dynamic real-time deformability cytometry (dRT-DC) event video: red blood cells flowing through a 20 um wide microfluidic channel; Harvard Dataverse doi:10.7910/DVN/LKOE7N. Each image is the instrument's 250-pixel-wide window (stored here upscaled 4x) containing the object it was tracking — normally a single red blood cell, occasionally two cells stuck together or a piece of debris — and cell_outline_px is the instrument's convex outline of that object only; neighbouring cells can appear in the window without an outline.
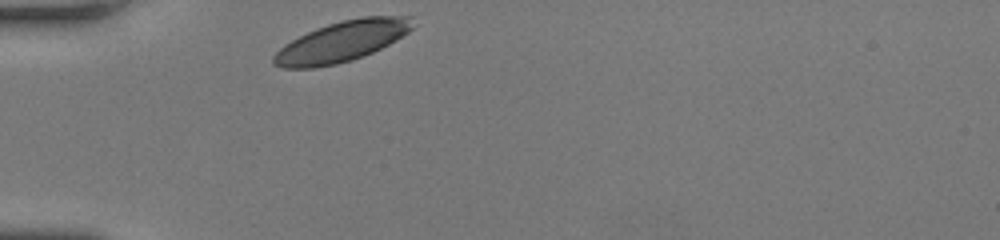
{"species": "human", "species_latin": "Homo sapiens", "temperature_condition": "room temperature", "stored_images_in_passage": 27, "camera_frame_rate_fps": 3000, "um_per_image_px": 0.085, "donor": {"sex": "female"}, "frame": {"image": 1, "passage_image": 1, "time_ms": 0.0, "image_size_px": [1000, 240], "cell_outline_px": [[412, 28], [408, 32], [396, 40], [372, 52], [352, 60], [336, 64], [312, 68], [280, 68], [272, 64], [272, 56], [284, 44], [316, 28], [340, 20], [364, 16], [412, 16]], "centroid_in_image_um": [29.02, 3.53], "position_along_channel_um": 56.0, "area_um2": 32.71}}
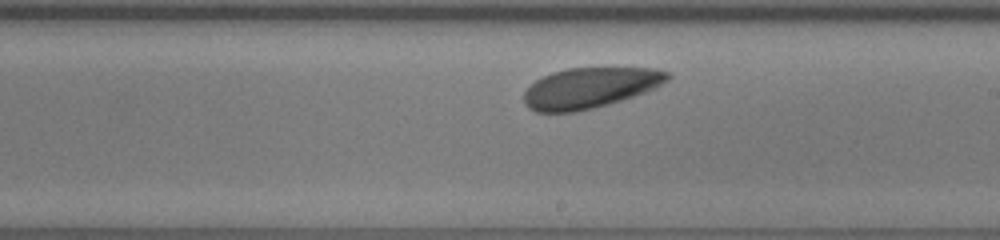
{"frame": {"image": 2, "passage_image": 16, "time_ms": 5.0, "image_size_px": [1000, 240], "cell_outline_px": [[672, 76], [668, 80], [656, 88], [608, 104], [576, 112], [536, 112], [528, 108], [524, 100], [524, 92], [536, 80], [552, 72], [568, 68], [656, 68], [668, 72]], "centroid_in_image_um": [50.15, 7.46], "position_along_channel_um": 238.8, "area_um2": 33.76}}
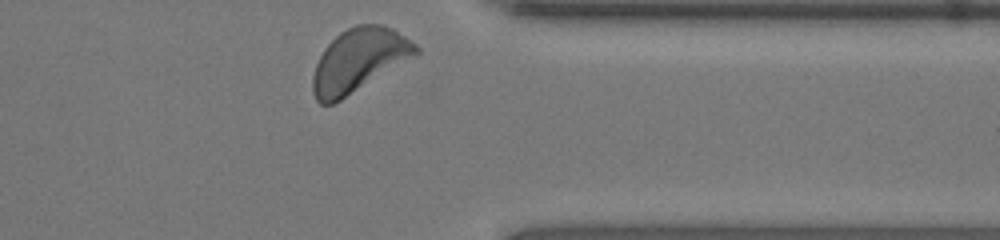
{"frame": {"image": 3, "passage_image": 27, "time_ms": 8.667, "image_size_px": [1000, 240], "cell_outline_px": [[420, 52], [340, 100], [332, 104], [320, 104], [316, 100], [312, 92], [312, 76], [316, 64], [324, 48], [340, 32], [356, 24], [384, 24], [392, 28], [416, 44], [420, 48]], "centroid_in_image_um": [30.47, 5.11], "position_along_channel_um": 380.9, "area_um2": 37.51}, "authors_computed_cell_mechanics": {"area_um2": 34.3332, "velocity_mm_per_s": 3.9665, "shape_relaxation_time_tau1_ms": 1.7052, "shape_relaxation_time_tau2_ms": 10.7631, "deformation_change_tau1": 0.0868, "deformation_change_tau2": 0.1371}}